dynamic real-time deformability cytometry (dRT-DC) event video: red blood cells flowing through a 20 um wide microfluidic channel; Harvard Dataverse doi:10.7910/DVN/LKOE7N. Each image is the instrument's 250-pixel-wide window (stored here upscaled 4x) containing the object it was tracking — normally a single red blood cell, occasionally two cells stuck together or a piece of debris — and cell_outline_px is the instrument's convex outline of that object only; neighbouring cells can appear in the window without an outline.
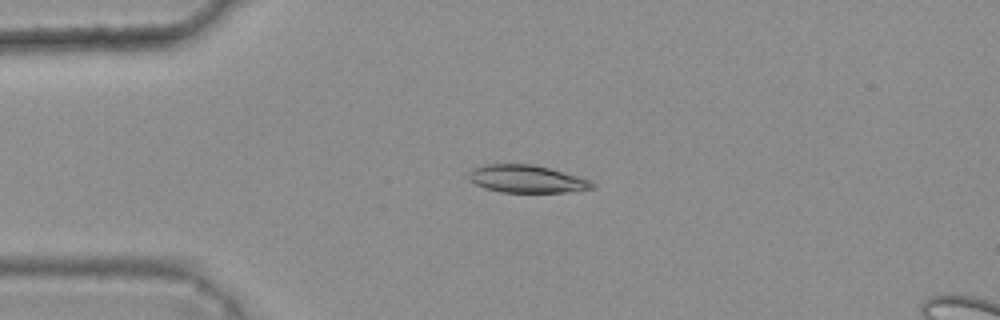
{"species": "common noctule bat (a hibernating species)", "species_latin": "Nyctalus noctula", "temperature_condition": "warm", "stored_images_in_passage": 9, "camera_frame_rate_fps": 3000, "um_per_image_px": 0.085, "animal": {"sex": "female", "body_mass_g": 25.1}, "frame": {"image": 1, "passage_image": 3, "time_ms": 0.667, "image_size_px": [1000, 320], "cell_outline_px": [[596, 188], [564, 192], [500, 192], [484, 188], [468, 180], [468, 172], [472, 168], [484, 164], [532, 164], [548, 168], [592, 180], [596, 184]], "centroid_in_image_um": [44.75, 15.21], "position_along_channel_um": 40.3, "area_um2": 20.0}}
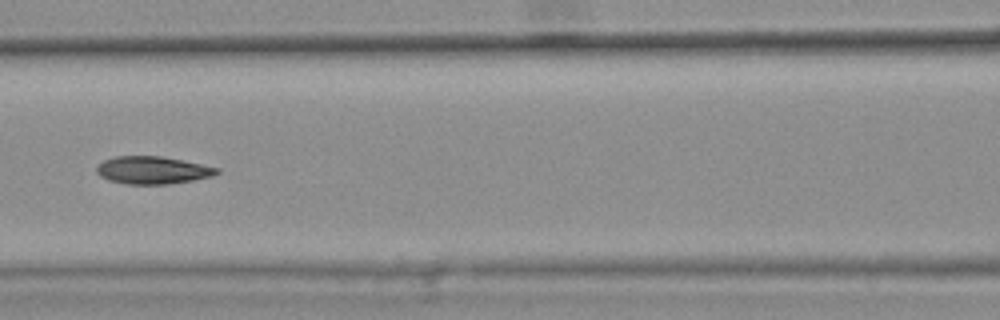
{"frame": {"image": 2, "passage_image": 6, "time_ms": 1.667, "image_size_px": [1000, 320], "cell_outline_px": [[220, 172], [212, 176], [192, 180], [168, 184], [128, 184], [108, 180], [100, 176], [96, 172], [96, 168], [104, 160], [116, 156], [160, 156], [220, 168]], "centroid_in_image_um": [12.96, 14.47], "position_along_channel_um": 153.6, "area_um2": 19.13}}
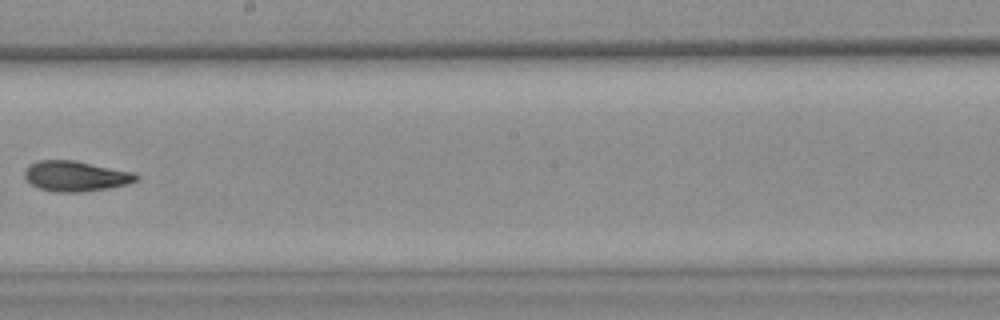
{"frame": {"image": 3, "passage_image": 8, "time_ms": 2.333, "image_size_px": [1000, 320], "cell_outline_px": [[140, 176], [136, 180], [128, 184], [108, 188], [84, 192], [56, 192], [40, 188], [32, 184], [24, 176], [24, 172], [32, 164], [40, 160], [76, 160], [136, 172]], "centroid_in_image_um": [6.5, 14.96], "position_along_channel_um": 241.7, "area_um2": 19.77}}